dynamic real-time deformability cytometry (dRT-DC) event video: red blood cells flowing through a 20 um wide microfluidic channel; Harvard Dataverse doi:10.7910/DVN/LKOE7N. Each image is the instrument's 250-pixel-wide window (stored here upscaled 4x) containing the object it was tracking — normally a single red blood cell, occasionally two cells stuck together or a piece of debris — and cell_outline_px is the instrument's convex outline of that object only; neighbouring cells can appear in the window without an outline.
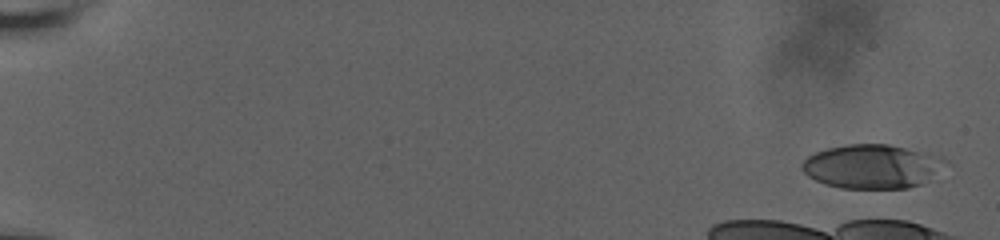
{"species": "human", "species_latin": "Homo sapiens", "temperature_condition": "room temperature", "stored_images_in_passage": 4, "camera_frame_rate_fps": 3000, "um_per_image_px": 0.085, "donor": {"sex": "male"}, "frame": {"image": 1, "passage_image": 1, "time_ms": 0.0, "image_size_px": [1000, 240], "cell_outline_px": [[952, 164], [928, 180], [920, 184], [908, 188], [840, 188], [824, 184], [808, 176], [800, 168], [800, 164], [808, 156], [816, 152], [828, 148], [848, 144], [888, 144], [944, 156]], "centroid_in_image_um": [74.2, 14.14], "position_along_channel_um": 10.8, "area_um2": 37.28}}